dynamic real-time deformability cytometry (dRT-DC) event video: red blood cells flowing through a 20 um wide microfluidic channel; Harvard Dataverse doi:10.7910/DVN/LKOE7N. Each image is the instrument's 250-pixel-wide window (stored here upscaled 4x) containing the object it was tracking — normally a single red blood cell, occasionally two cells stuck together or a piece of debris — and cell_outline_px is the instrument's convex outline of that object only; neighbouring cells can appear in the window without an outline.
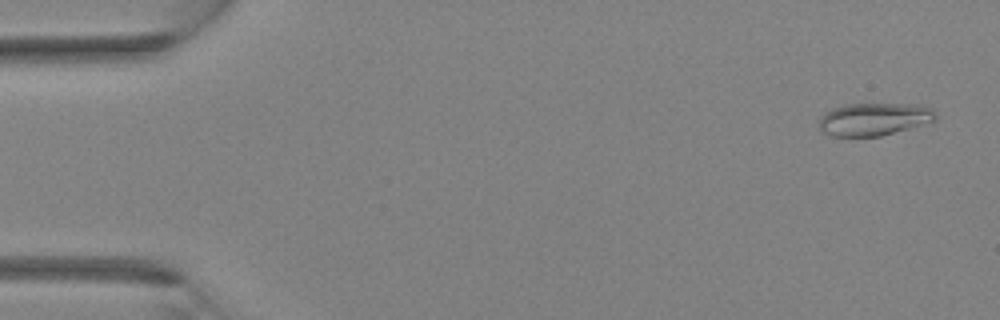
{"species": "Egyptian fruit bat (a non-hibernating species)", "species_latin": "Rousettus aegyptiacus", "temperature_condition": "room temperature", "stored_images_in_passage": 3, "camera_frame_rate_fps": 3000, "um_per_image_px": 0.085, "animal": {"sex": "female"}, "frame": {"image": 1, "passage_image": 1, "time_ms": 0.0, "image_size_px": [1000, 320], "cell_outline_px": [[936, 120], [880, 136], [832, 136], [824, 132], [820, 128], [820, 116], [824, 112], [832, 108], [848, 104], [920, 104], [932, 108], [936, 112]], "centroid_in_image_um": [74.3, 10.11], "position_along_channel_um": 10.7, "area_um2": 22.08}}